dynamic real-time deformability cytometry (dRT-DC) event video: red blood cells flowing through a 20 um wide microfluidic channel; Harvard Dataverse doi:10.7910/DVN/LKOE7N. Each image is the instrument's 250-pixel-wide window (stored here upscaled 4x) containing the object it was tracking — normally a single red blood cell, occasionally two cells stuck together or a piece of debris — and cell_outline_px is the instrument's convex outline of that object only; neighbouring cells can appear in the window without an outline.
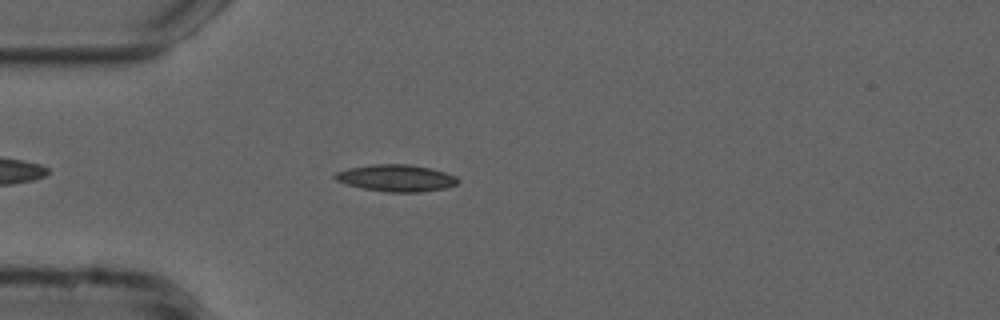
{"species": "common noctule bat (a hibernating species)", "species_latin": "Nyctalus noctula", "temperature_condition": "cold", "stored_images_in_passage": 46, "camera_frame_rate_fps": 3000, "um_per_image_px": 0.085, "animal": {"sex": "male", "forearm_length_mm": 52.5}, "frame": {"image": 1, "passage_image": 7, "time_ms": 2.0, "image_size_px": [1000, 320], "cell_outline_px": [[460, 180], [456, 184], [444, 188], [420, 192], [384, 192], [344, 184], [336, 180], [332, 176], [336, 172], [348, 168], [372, 164], [408, 164], [428, 168], [444, 172], [456, 176]], "centroid_in_image_um": [33.64, 15.13], "position_along_channel_um": 51.4, "area_um2": 19.19}}
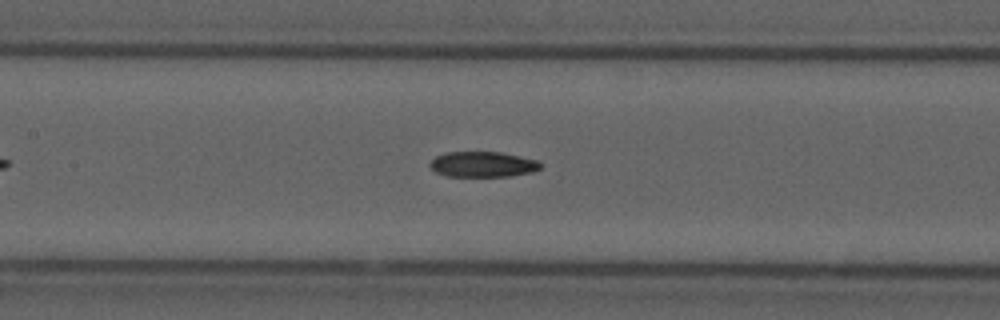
{"frame": {"image": 2, "passage_image": 17, "time_ms": 5.333, "image_size_px": [1000, 320], "cell_outline_px": [[540, 168], [532, 172], [512, 176], [448, 176], [436, 172], [428, 164], [436, 156], [448, 152], [500, 152], [520, 156], [536, 160], [540, 164]], "centroid_in_image_um": [41.03, 13.97], "position_along_channel_um": 166.4, "area_um2": 16.24}}
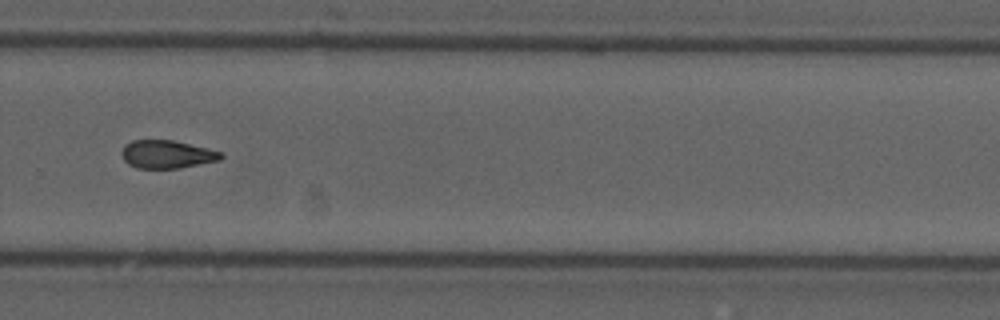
{"frame": {"image": 3, "passage_image": 29, "time_ms": 9.333, "image_size_px": [1000, 320], "cell_outline_px": [[224, 156], [220, 160], [180, 168], [136, 168], [128, 164], [124, 160], [120, 152], [124, 144], [132, 140], [172, 140], [208, 148], [224, 152]], "centroid_in_image_um": [14.19, 13.11], "position_along_channel_um": 315.6, "area_um2": 16.42}}